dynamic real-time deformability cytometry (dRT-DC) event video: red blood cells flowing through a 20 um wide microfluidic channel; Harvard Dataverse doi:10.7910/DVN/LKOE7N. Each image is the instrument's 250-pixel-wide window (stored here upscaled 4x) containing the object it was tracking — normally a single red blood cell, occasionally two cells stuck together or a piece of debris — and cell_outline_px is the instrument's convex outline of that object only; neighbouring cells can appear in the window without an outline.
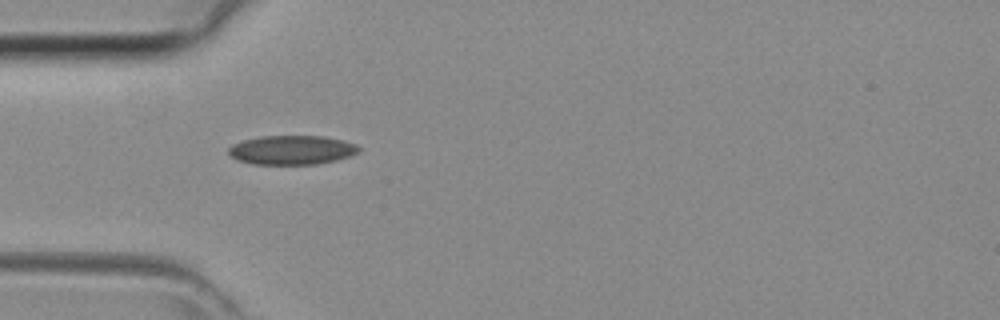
{"species": "common noctule bat (a hibernating species)", "species_latin": "Nyctalus noctula", "temperature_condition": "room temperature", "stored_images_in_passage": 34, "camera_frame_rate_fps": 3000, "um_per_image_px": 0.085, "animal": {"sex": "female", "body_mass_g": 29.2, "forearm_length_mm": 56.3}, "frame": {"image": 1, "passage_image": 3, "time_ms": 0.667, "image_size_px": [1000, 320], "cell_outline_px": [[364, 148], [360, 152], [336, 160], [316, 164], [252, 164], [236, 160], [228, 152], [228, 148], [232, 144], [244, 140], [260, 136], [324, 136], [344, 140], [356, 144]], "centroid_in_image_um": [24.83, 12.74], "position_along_channel_um": 60.2, "area_um2": 22.31}}
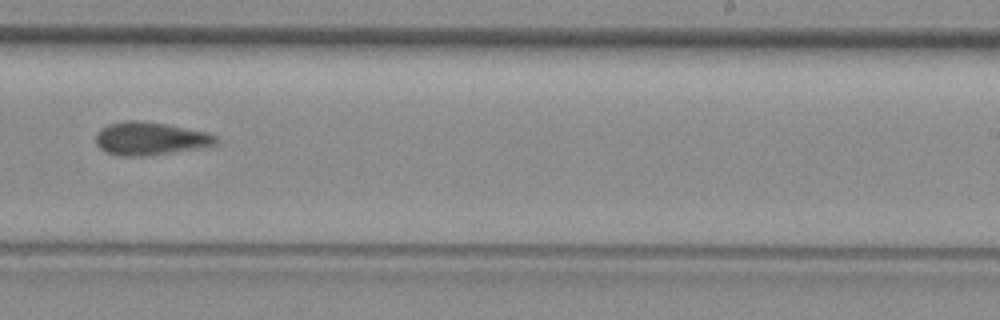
{"frame": {"image": 2, "passage_image": 17, "time_ms": 5.333, "image_size_px": [1000, 320], "cell_outline_px": [[220, 140], [216, 144], [200, 148], [144, 156], [120, 156], [108, 152], [100, 148], [96, 144], [96, 132], [100, 128], [108, 124], [124, 120], [136, 120], [168, 124], [208, 132], [216, 136]], "centroid_in_image_um": [12.77, 11.77], "position_along_channel_um": 276.2, "area_um2": 23.29}}
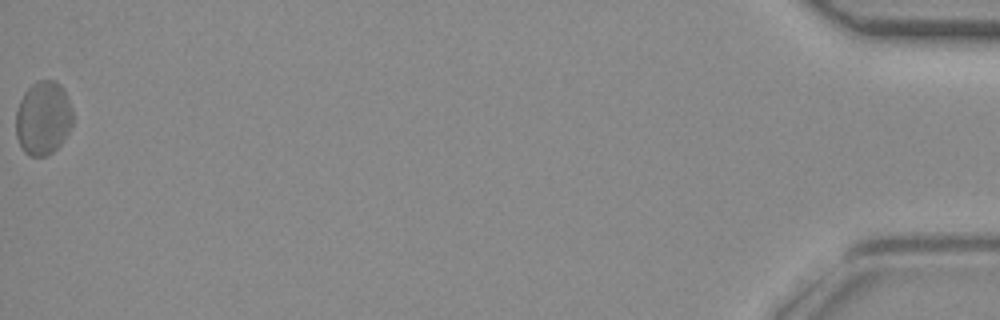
{"frame": {"image": 3, "passage_image": 34, "time_ms": 11.0, "image_size_px": [1000, 320], "cell_outline_px": [[72, 124], [68, 132], [60, 144], [52, 152], [44, 156], [32, 156], [24, 152], [16, 136], [16, 112], [20, 100], [24, 92], [36, 80], [56, 80], [64, 88], [68, 96], [72, 108]], "centroid_in_image_um": [3.67, 10.0], "position_along_channel_um": 431.5, "area_um2": 24.57}}